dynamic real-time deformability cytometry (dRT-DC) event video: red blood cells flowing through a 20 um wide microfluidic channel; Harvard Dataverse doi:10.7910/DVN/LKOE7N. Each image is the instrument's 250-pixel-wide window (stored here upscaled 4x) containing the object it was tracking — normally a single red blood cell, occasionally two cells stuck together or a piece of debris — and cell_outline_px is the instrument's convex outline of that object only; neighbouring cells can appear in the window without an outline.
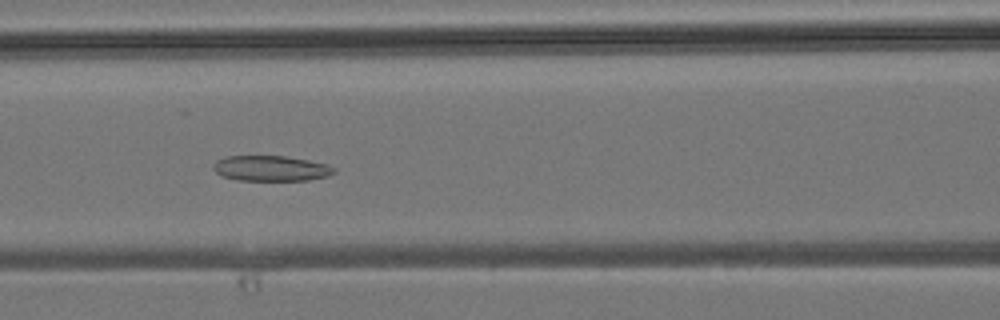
{"species": "common noctule bat (a hibernating species)", "species_latin": "Nyctalus noctula", "temperature_condition": "room temperature", "stored_images_in_passage": 35, "camera_frame_rate_fps": 3000, "um_per_image_px": 0.085, "animal": {"sex": "male", "body_mass_g": 19.2, "forearm_length_mm": 51.8}, "frame": {"image": 1, "passage_image": 9, "time_ms": 2.667, "image_size_px": [1000, 320], "cell_outline_px": [[336, 172], [328, 176], [308, 180], [236, 180], [220, 176], [212, 168], [212, 164], [216, 160], [228, 156], [284, 156], [308, 160], [324, 164], [336, 168]], "centroid_in_image_um": [22.99, 14.31], "position_along_channel_um": 143.6, "area_um2": 17.92}}
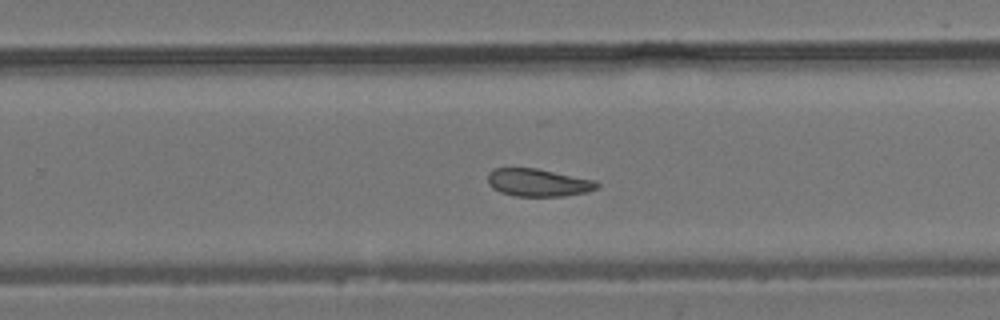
{"frame": {"image": 2, "passage_image": 18, "time_ms": 5.667, "image_size_px": [1000, 320], "cell_outline_px": [[600, 188], [588, 192], [564, 196], [516, 196], [500, 192], [492, 188], [488, 184], [488, 172], [492, 168], [536, 168], [596, 180], [600, 184]], "centroid_in_image_um": [45.77, 15.52], "position_along_channel_um": 284.0, "area_um2": 17.86}}
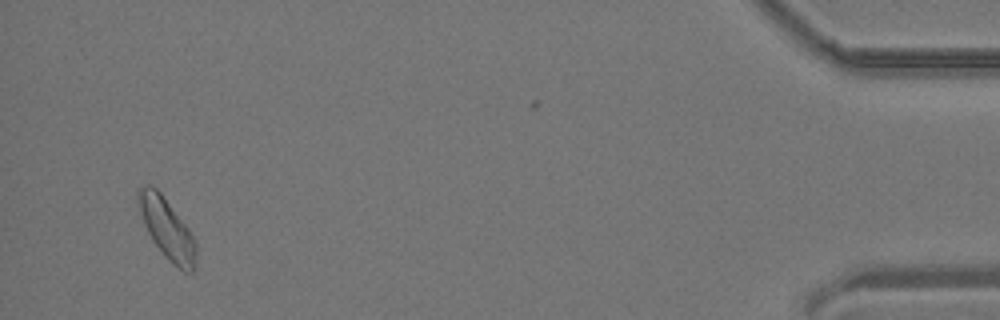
{"frame": {"image": 3, "passage_image": 32, "time_ms": 10.333, "image_size_px": [1000, 320], "cell_outline_px": [[196, 268], [192, 272], [184, 272], [172, 264], [164, 256], [152, 240], [144, 224], [140, 212], [136, 196], [136, 192], [144, 184], [152, 184], [160, 192], [188, 228], [196, 244]], "centroid_in_image_um": [14.18, 19.44], "position_along_channel_um": 421.0, "area_um2": 20.4}}